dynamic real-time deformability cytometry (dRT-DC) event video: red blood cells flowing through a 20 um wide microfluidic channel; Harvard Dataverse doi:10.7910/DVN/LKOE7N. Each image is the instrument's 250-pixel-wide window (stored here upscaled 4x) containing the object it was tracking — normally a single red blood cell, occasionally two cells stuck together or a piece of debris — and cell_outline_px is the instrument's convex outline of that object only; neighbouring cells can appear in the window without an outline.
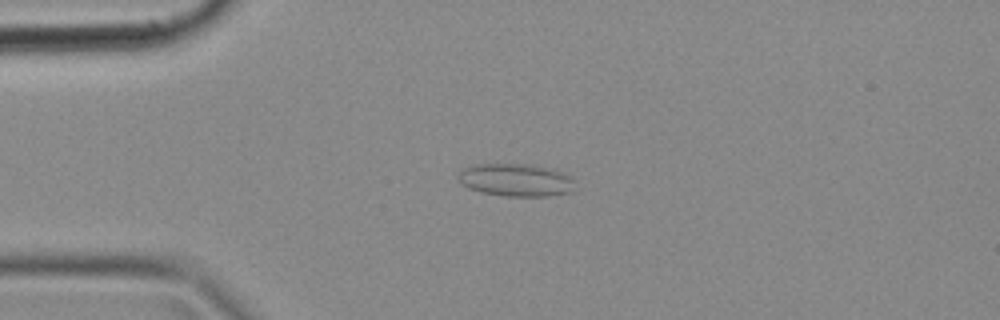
{"species": "common noctule bat (a hibernating species)", "species_latin": "Nyctalus noctula", "temperature_condition": "cold", "stored_images_in_passage": 48, "camera_frame_rate_fps": 3000, "um_per_image_px": 0.085, "animal": {"sex": "female", "body_mass_g": 18.4}, "frame": {"image": 1, "passage_image": 11, "time_ms": 3.333, "image_size_px": [1000, 320], "cell_outline_px": [[572, 192], [548, 196], [504, 196], [480, 192], [468, 188], [460, 184], [460, 172], [464, 168], [476, 164], [532, 164], [552, 168], [568, 176], [572, 180]], "centroid_in_image_um": [43.83, 15.3], "position_along_channel_um": 41.2, "area_um2": 22.14}}
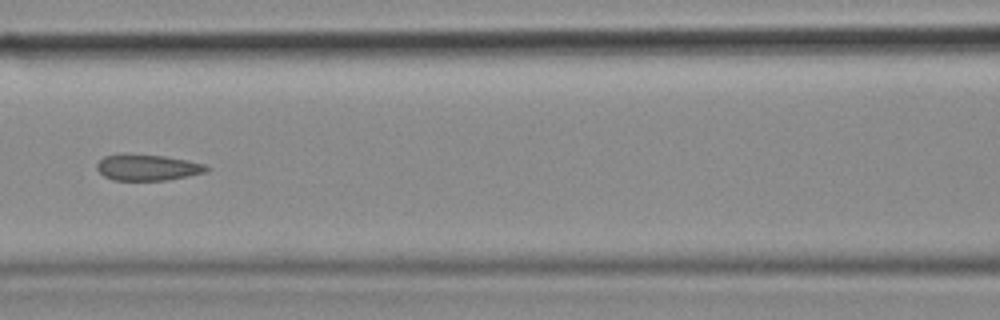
{"frame": {"image": 2, "passage_image": 21, "time_ms": 6.667, "image_size_px": [1000, 320], "cell_outline_px": [[212, 168], [204, 172], [188, 176], [168, 180], [112, 180], [104, 176], [96, 168], [96, 164], [104, 156], [120, 152], [124, 152], [164, 156], [204, 164]], "centroid_in_image_um": [12.48, 14.21], "position_along_channel_um": 154.1, "area_um2": 16.94}}
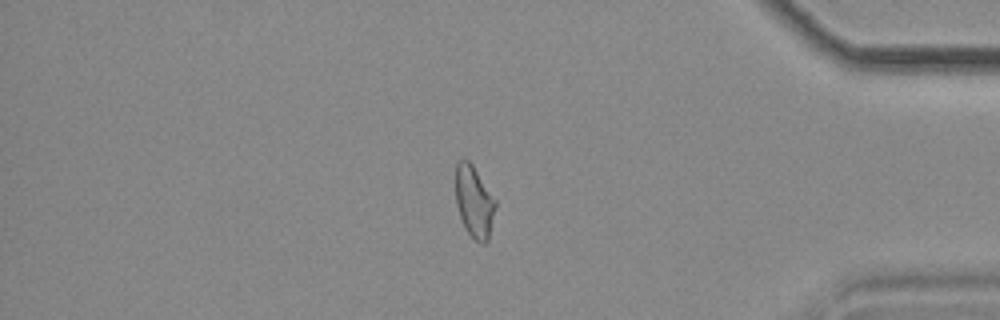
{"frame": {"image": 3, "passage_image": 41, "time_ms": 13.333, "image_size_px": [1000, 320], "cell_outline_px": [[496, 208], [488, 240], [484, 244], [476, 240], [468, 232], [460, 216], [456, 204], [456, 164], [464, 156], [472, 164], [496, 200]], "centroid_in_image_um": [40.31, 17.11], "position_along_channel_um": 394.9, "area_um2": 16.53}}